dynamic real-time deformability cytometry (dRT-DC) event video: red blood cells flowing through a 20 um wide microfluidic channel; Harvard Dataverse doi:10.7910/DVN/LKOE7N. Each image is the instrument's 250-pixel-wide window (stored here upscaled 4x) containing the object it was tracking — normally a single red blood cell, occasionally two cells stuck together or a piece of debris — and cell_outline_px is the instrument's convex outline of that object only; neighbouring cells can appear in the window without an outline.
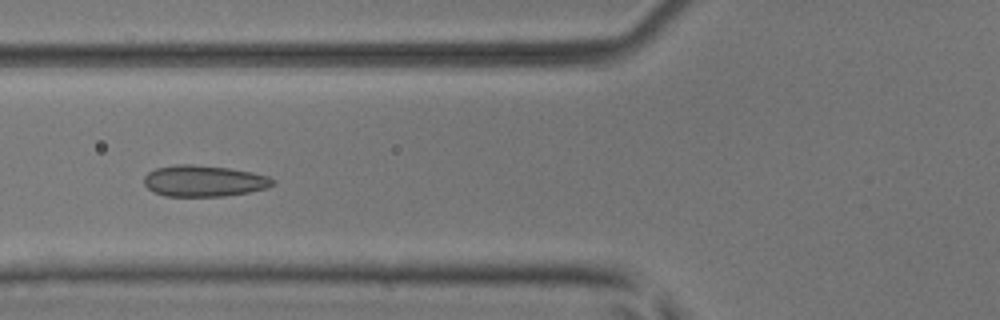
{"species": "common noctule bat (a hibernating species)", "species_latin": "Nyctalus noctula", "temperature_condition": "room temperature", "stored_images_in_passage": 53, "camera_frame_rate_fps": 3000, "um_per_image_px": 0.085, "animal": {"sex": "male", "body_mass_g": 17.9, "forearm_length_mm": 54.2}, "frame": {"image": 1, "passage_image": 21, "time_ms": 6.667, "image_size_px": [1000, 320], "cell_outline_px": [[276, 184], [268, 188], [248, 192], [224, 196], [164, 196], [152, 192], [144, 184], [144, 176], [148, 172], [156, 168], [176, 164], [192, 164], [228, 168], [252, 172], [268, 176], [276, 180]], "centroid_in_image_um": [17.34, 15.38], "position_along_channel_um": 108.5, "area_um2": 23.64}}
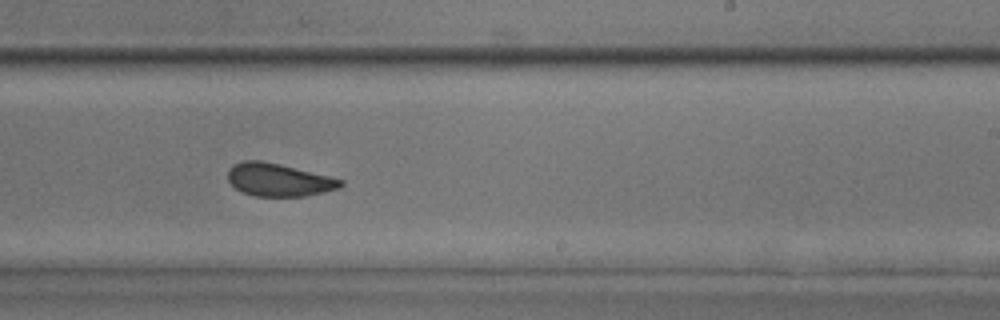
{"frame": {"image": 2, "passage_image": 33, "time_ms": 10.667, "image_size_px": [1000, 320], "cell_outline_px": [[344, 184], [340, 188], [324, 192], [304, 196], [256, 196], [244, 192], [236, 188], [228, 180], [228, 168], [232, 164], [244, 160], [260, 160], [280, 164], [344, 180]], "centroid_in_image_um": [23.68, 15.28], "position_along_channel_um": 265.3, "area_um2": 21.5}}
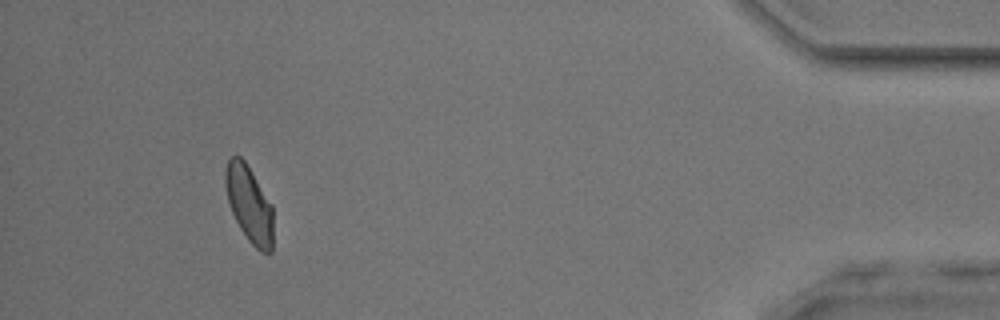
{"frame": {"image": 3, "passage_image": 49, "time_ms": 16.0, "image_size_px": [1000, 320], "cell_outline_px": [[272, 252], [260, 252], [248, 240], [240, 228], [232, 212], [228, 200], [224, 184], [224, 172], [228, 160], [232, 156], [240, 156], [244, 160], [272, 204]], "centroid_in_image_um": [21.17, 17.34], "position_along_channel_um": 414.0, "area_um2": 21.15}, "authors_computed_cell_mechanics": {"area_um2": 22.253, "velocity_mm_per_s": 3.9407, "shape_relaxation_time_tau1_ms": 4.9609, "shape_relaxation_time_tau2_ms": 1.0458, "deformation_change_tau1": 0.0924, "deformation_change_tau2": 0.0525}}